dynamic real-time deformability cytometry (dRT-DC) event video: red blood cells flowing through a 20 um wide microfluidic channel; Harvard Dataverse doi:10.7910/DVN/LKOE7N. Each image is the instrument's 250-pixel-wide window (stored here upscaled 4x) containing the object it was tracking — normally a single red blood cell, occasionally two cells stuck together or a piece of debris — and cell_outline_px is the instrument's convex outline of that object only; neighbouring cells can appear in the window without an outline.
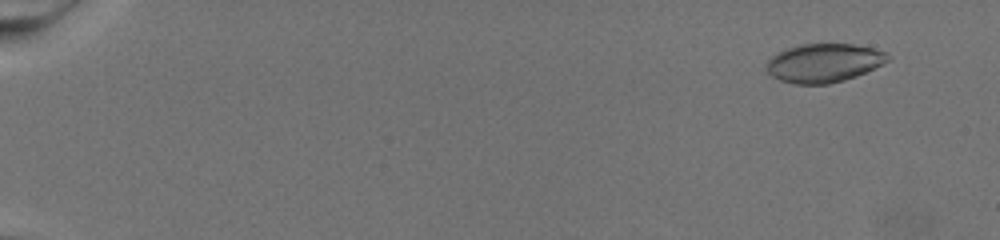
{"species": "common noctule bat (a hibernating species)", "species_latin": "Nyctalus noctula", "temperature_condition": "warm", "stored_images_in_passage": 77, "camera_frame_rate_fps": 3000, "um_per_image_px": 0.085, "animal": {"sex": "female", "body_mass_g": 19.5, "forearm_length_mm": 54.1}, "frame": {"image": 1, "passage_image": 7, "time_ms": 2.0, "image_size_px": [1000, 240], "cell_outline_px": [[892, 60], [856, 76], [844, 80], [828, 84], [796, 84], [780, 80], [764, 72], [764, 64], [776, 52], [784, 48], [800, 44], [856, 44], [888, 52], [892, 56]], "centroid_in_image_um": [70.01, 5.34], "position_along_channel_um": 15.0, "area_um2": 27.92}}
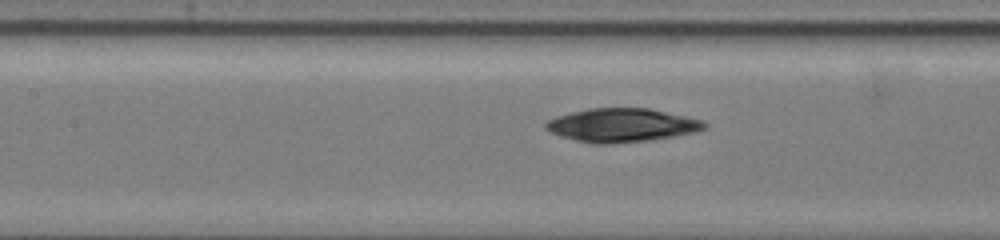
{"frame": {"image": 2, "passage_image": 40, "time_ms": 13.0, "image_size_px": [1000, 240], "cell_outline_px": [[708, 128], [696, 132], [648, 140], [612, 144], [596, 144], [576, 140], [560, 136], [548, 132], [544, 128], [544, 124], [548, 120], [556, 116], [588, 108], [648, 108], [704, 120], [708, 124]], "centroid_in_image_um": [52.84, 10.64], "position_along_channel_um": 154.6, "area_um2": 31.15}}
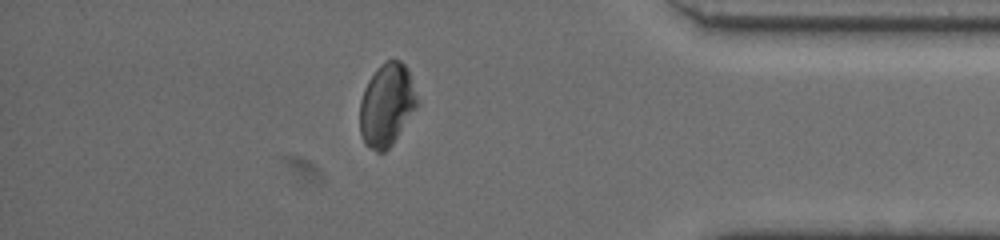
{"frame": {"image": 3, "passage_image": 68, "time_ms": 22.333, "image_size_px": [1000, 240], "cell_outline_px": [[420, 104], [392, 144], [384, 152], [376, 152], [364, 144], [360, 136], [360, 100], [364, 88], [368, 80], [376, 68], [380, 64], [388, 60], [400, 60], [408, 68]], "centroid_in_image_um": [32.88, 8.92], "position_along_channel_um": 402.3, "area_um2": 28.03}}